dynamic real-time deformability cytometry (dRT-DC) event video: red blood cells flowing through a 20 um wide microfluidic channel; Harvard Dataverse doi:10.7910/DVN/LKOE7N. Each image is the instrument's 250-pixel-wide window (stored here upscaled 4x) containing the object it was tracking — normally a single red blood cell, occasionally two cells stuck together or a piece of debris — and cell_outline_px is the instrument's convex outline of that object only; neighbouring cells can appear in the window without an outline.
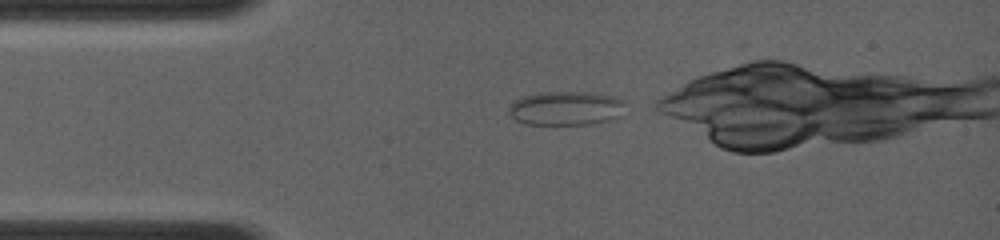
{"species": "common noctule bat (a hibernating species)", "species_latin": "Nyctalus noctula", "temperature_condition": "room temperature", "stored_images_in_passage": 31, "camera_frame_rate_fps": 4000, "um_per_image_px": 0.085, "animal": {"sex": "female", "body_mass_g": 19.0, "forearm_length_mm": 56.7}, "frame": {"image": 1, "passage_image": 1, "time_ms": 0.0, "image_size_px": [1000, 240], "cell_outline_px": [[624, 100], [620, 116], [608, 120], [588, 124], [524, 124], [516, 120], [508, 112], [508, 108], [516, 100], [524, 96], [544, 92], [588, 92], [616, 96]], "centroid_in_image_um": [48.1, 9.2], "position_along_channel_um": 36.9, "area_um2": 22.89}}
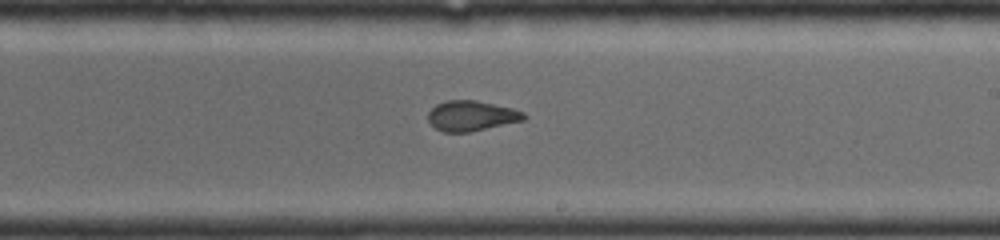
{"frame": {"image": 2, "passage_image": 16, "time_ms": 5.25, "image_size_px": [1000, 240], "cell_outline_px": [[528, 116], [524, 120], [468, 132], [444, 132], [436, 128], [428, 120], [428, 112], [436, 104], [448, 100], [476, 100], [512, 108], [524, 112]], "centroid_in_image_um": [40.08, 9.83], "position_along_channel_um": 248.9, "area_um2": 16.76}}
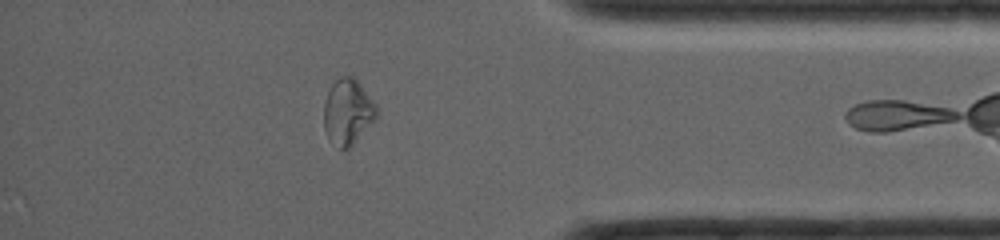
{"frame": {"image": 3, "passage_image": 28, "time_ms": 9.0, "image_size_px": [1000, 240], "cell_outline_px": [[376, 116], [352, 144], [348, 148], [340, 148], [328, 140], [324, 128], [324, 100], [332, 84], [340, 76], [356, 76], [376, 104]], "centroid_in_image_um": [29.53, 9.45], "position_along_channel_um": 405.7, "area_um2": 19.94}}